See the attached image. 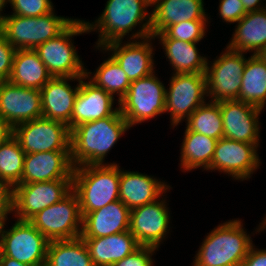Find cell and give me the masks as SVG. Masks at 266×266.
Listing matches in <instances>:
<instances>
[{"label": "cell", "instance_id": "cell-1", "mask_svg": "<svg viewBox=\"0 0 266 266\" xmlns=\"http://www.w3.org/2000/svg\"><path fill=\"white\" fill-rule=\"evenodd\" d=\"M129 129L120 110L113 116L72 128L70 156L73 167L108 164L104 163L105 156Z\"/></svg>", "mask_w": 266, "mask_h": 266}, {"label": "cell", "instance_id": "cell-2", "mask_svg": "<svg viewBox=\"0 0 266 266\" xmlns=\"http://www.w3.org/2000/svg\"><path fill=\"white\" fill-rule=\"evenodd\" d=\"M147 8L143 0H107L98 19L92 23L86 21L89 32L98 30L99 38L95 47L102 48L111 42L123 41L138 25H141L139 31L131 33L130 40L152 36L151 14Z\"/></svg>", "mask_w": 266, "mask_h": 266}, {"label": "cell", "instance_id": "cell-3", "mask_svg": "<svg viewBox=\"0 0 266 266\" xmlns=\"http://www.w3.org/2000/svg\"><path fill=\"white\" fill-rule=\"evenodd\" d=\"M240 219L216 226L206 235L192 266H241L252 243Z\"/></svg>", "mask_w": 266, "mask_h": 266}, {"label": "cell", "instance_id": "cell-4", "mask_svg": "<svg viewBox=\"0 0 266 266\" xmlns=\"http://www.w3.org/2000/svg\"><path fill=\"white\" fill-rule=\"evenodd\" d=\"M119 168V164L113 162L73 169L72 190L79 199L82 217L119 200Z\"/></svg>", "mask_w": 266, "mask_h": 266}, {"label": "cell", "instance_id": "cell-5", "mask_svg": "<svg viewBox=\"0 0 266 266\" xmlns=\"http://www.w3.org/2000/svg\"><path fill=\"white\" fill-rule=\"evenodd\" d=\"M54 11L37 17L8 14L0 25V33L16 50H34L57 37L75 20L57 16Z\"/></svg>", "mask_w": 266, "mask_h": 266}, {"label": "cell", "instance_id": "cell-6", "mask_svg": "<svg viewBox=\"0 0 266 266\" xmlns=\"http://www.w3.org/2000/svg\"><path fill=\"white\" fill-rule=\"evenodd\" d=\"M84 33H90L86 21L75 19L57 37L49 39L34 49L52 77L85 76L86 68L72 42L73 36Z\"/></svg>", "mask_w": 266, "mask_h": 266}, {"label": "cell", "instance_id": "cell-7", "mask_svg": "<svg viewBox=\"0 0 266 266\" xmlns=\"http://www.w3.org/2000/svg\"><path fill=\"white\" fill-rule=\"evenodd\" d=\"M166 88L155 71L130 83L126 95L118 102L130 128L165 113Z\"/></svg>", "mask_w": 266, "mask_h": 266}, {"label": "cell", "instance_id": "cell-8", "mask_svg": "<svg viewBox=\"0 0 266 266\" xmlns=\"http://www.w3.org/2000/svg\"><path fill=\"white\" fill-rule=\"evenodd\" d=\"M82 215L79 199L72 190L59 202L34 215L29 222L49 241L81 237Z\"/></svg>", "mask_w": 266, "mask_h": 266}, {"label": "cell", "instance_id": "cell-9", "mask_svg": "<svg viewBox=\"0 0 266 266\" xmlns=\"http://www.w3.org/2000/svg\"><path fill=\"white\" fill-rule=\"evenodd\" d=\"M6 217L0 234V253L30 266H45L49 240L29 221L18 220L10 229H4Z\"/></svg>", "mask_w": 266, "mask_h": 266}, {"label": "cell", "instance_id": "cell-10", "mask_svg": "<svg viewBox=\"0 0 266 266\" xmlns=\"http://www.w3.org/2000/svg\"><path fill=\"white\" fill-rule=\"evenodd\" d=\"M72 191V179L17 184L11 189V213L29 221L43 209L59 202Z\"/></svg>", "mask_w": 266, "mask_h": 266}, {"label": "cell", "instance_id": "cell-11", "mask_svg": "<svg viewBox=\"0 0 266 266\" xmlns=\"http://www.w3.org/2000/svg\"><path fill=\"white\" fill-rule=\"evenodd\" d=\"M244 54L226 47L212 65L207 61L206 92L210 101L238 100L247 60Z\"/></svg>", "mask_w": 266, "mask_h": 266}, {"label": "cell", "instance_id": "cell-12", "mask_svg": "<svg viewBox=\"0 0 266 266\" xmlns=\"http://www.w3.org/2000/svg\"><path fill=\"white\" fill-rule=\"evenodd\" d=\"M166 89L165 113L174 128L206 102L205 73L172 74Z\"/></svg>", "mask_w": 266, "mask_h": 266}, {"label": "cell", "instance_id": "cell-13", "mask_svg": "<svg viewBox=\"0 0 266 266\" xmlns=\"http://www.w3.org/2000/svg\"><path fill=\"white\" fill-rule=\"evenodd\" d=\"M13 136L26 154L70 151L71 130L57 120L40 117L21 123L14 127Z\"/></svg>", "mask_w": 266, "mask_h": 266}, {"label": "cell", "instance_id": "cell-14", "mask_svg": "<svg viewBox=\"0 0 266 266\" xmlns=\"http://www.w3.org/2000/svg\"><path fill=\"white\" fill-rule=\"evenodd\" d=\"M258 147L259 144L222 137L217 141L213 159L207 170L223 172L236 180H249L261 166V159L257 154Z\"/></svg>", "mask_w": 266, "mask_h": 266}, {"label": "cell", "instance_id": "cell-15", "mask_svg": "<svg viewBox=\"0 0 266 266\" xmlns=\"http://www.w3.org/2000/svg\"><path fill=\"white\" fill-rule=\"evenodd\" d=\"M162 196L145 205L130 210L129 231L140 246L159 248L167 238L170 227V212L165 197ZM168 232V233H167Z\"/></svg>", "mask_w": 266, "mask_h": 266}, {"label": "cell", "instance_id": "cell-16", "mask_svg": "<svg viewBox=\"0 0 266 266\" xmlns=\"http://www.w3.org/2000/svg\"><path fill=\"white\" fill-rule=\"evenodd\" d=\"M223 121V137L259 144V116L261 108L239 100L220 101Z\"/></svg>", "mask_w": 266, "mask_h": 266}, {"label": "cell", "instance_id": "cell-17", "mask_svg": "<svg viewBox=\"0 0 266 266\" xmlns=\"http://www.w3.org/2000/svg\"><path fill=\"white\" fill-rule=\"evenodd\" d=\"M0 115L13 127L42 117L40 90L0 83Z\"/></svg>", "mask_w": 266, "mask_h": 266}, {"label": "cell", "instance_id": "cell-18", "mask_svg": "<svg viewBox=\"0 0 266 266\" xmlns=\"http://www.w3.org/2000/svg\"><path fill=\"white\" fill-rule=\"evenodd\" d=\"M153 36L140 39L128 40L127 42L115 41L104 47H96L98 50L109 51L111 56L117 61L120 67L132 82L154 72V47L152 45ZM123 43V44H122Z\"/></svg>", "mask_w": 266, "mask_h": 266}, {"label": "cell", "instance_id": "cell-19", "mask_svg": "<svg viewBox=\"0 0 266 266\" xmlns=\"http://www.w3.org/2000/svg\"><path fill=\"white\" fill-rule=\"evenodd\" d=\"M70 151H47L25 154L22 179L19 184L72 179Z\"/></svg>", "mask_w": 266, "mask_h": 266}, {"label": "cell", "instance_id": "cell-20", "mask_svg": "<svg viewBox=\"0 0 266 266\" xmlns=\"http://www.w3.org/2000/svg\"><path fill=\"white\" fill-rule=\"evenodd\" d=\"M87 78L80 77L79 91L71 114V129L76 126L113 116L119 107L113 108L114 96L96 87Z\"/></svg>", "mask_w": 266, "mask_h": 266}, {"label": "cell", "instance_id": "cell-21", "mask_svg": "<svg viewBox=\"0 0 266 266\" xmlns=\"http://www.w3.org/2000/svg\"><path fill=\"white\" fill-rule=\"evenodd\" d=\"M78 81L73 88L68 81ZM80 77H52L41 89L42 117L67 124L71 130V114L79 91Z\"/></svg>", "mask_w": 266, "mask_h": 266}, {"label": "cell", "instance_id": "cell-22", "mask_svg": "<svg viewBox=\"0 0 266 266\" xmlns=\"http://www.w3.org/2000/svg\"><path fill=\"white\" fill-rule=\"evenodd\" d=\"M119 186V200L130 210L164 197L171 188L156 177L121 169Z\"/></svg>", "mask_w": 266, "mask_h": 266}, {"label": "cell", "instance_id": "cell-23", "mask_svg": "<svg viewBox=\"0 0 266 266\" xmlns=\"http://www.w3.org/2000/svg\"><path fill=\"white\" fill-rule=\"evenodd\" d=\"M130 228V209L120 200L96 211L86 213L82 219V238L106 237Z\"/></svg>", "mask_w": 266, "mask_h": 266}, {"label": "cell", "instance_id": "cell-24", "mask_svg": "<svg viewBox=\"0 0 266 266\" xmlns=\"http://www.w3.org/2000/svg\"><path fill=\"white\" fill-rule=\"evenodd\" d=\"M204 0H162L151 13L152 36L186 20H209Z\"/></svg>", "mask_w": 266, "mask_h": 266}, {"label": "cell", "instance_id": "cell-25", "mask_svg": "<svg viewBox=\"0 0 266 266\" xmlns=\"http://www.w3.org/2000/svg\"><path fill=\"white\" fill-rule=\"evenodd\" d=\"M94 266H112L140 247L129 231L106 237L83 238Z\"/></svg>", "mask_w": 266, "mask_h": 266}, {"label": "cell", "instance_id": "cell-26", "mask_svg": "<svg viewBox=\"0 0 266 266\" xmlns=\"http://www.w3.org/2000/svg\"><path fill=\"white\" fill-rule=\"evenodd\" d=\"M228 48L258 55L266 46V8L247 12L236 25Z\"/></svg>", "mask_w": 266, "mask_h": 266}, {"label": "cell", "instance_id": "cell-27", "mask_svg": "<svg viewBox=\"0 0 266 266\" xmlns=\"http://www.w3.org/2000/svg\"><path fill=\"white\" fill-rule=\"evenodd\" d=\"M52 75L34 50H16L9 82L26 88L41 89Z\"/></svg>", "mask_w": 266, "mask_h": 266}, {"label": "cell", "instance_id": "cell-28", "mask_svg": "<svg viewBox=\"0 0 266 266\" xmlns=\"http://www.w3.org/2000/svg\"><path fill=\"white\" fill-rule=\"evenodd\" d=\"M173 74L205 73L207 57L200 55L198 43L185 42L178 39L158 38Z\"/></svg>", "mask_w": 266, "mask_h": 266}, {"label": "cell", "instance_id": "cell-29", "mask_svg": "<svg viewBox=\"0 0 266 266\" xmlns=\"http://www.w3.org/2000/svg\"><path fill=\"white\" fill-rule=\"evenodd\" d=\"M183 137L184 139L180 149V168L184 170L183 172L201 167L207 171L213 159L218 140L194 131H189L187 128Z\"/></svg>", "mask_w": 266, "mask_h": 266}, {"label": "cell", "instance_id": "cell-30", "mask_svg": "<svg viewBox=\"0 0 266 266\" xmlns=\"http://www.w3.org/2000/svg\"><path fill=\"white\" fill-rule=\"evenodd\" d=\"M238 100L262 110L266 105V63L258 55L246 60Z\"/></svg>", "mask_w": 266, "mask_h": 266}, {"label": "cell", "instance_id": "cell-31", "mask_svg": "<svg viewBox=\"0 0 266 266\" xmlns=\"http://www.w3.org/2000/svg\"><path fill=\"white\" fill-rule=\"evenodd\" d=\"M45 266H94L82 237L50 241Z\"/></svg>", "mask_w": 266, "mask_h": 266}, {"label": "cell", "instance_id": "cell-32", "mask_svg": "<svg viewBox=\"0 0 266 266\" xmlns=\"http://www.w3.org/2000/svg\"><path fill=\"white\" fill-rule=\"evenodd\" d=\"M85 77L96 87L102 88L112 96L118 95V102L126 95L131 83L126 73L111 55L100 64L93 74L86 69Z\"/></svg>", "mask_w": 266, "mask_h": 266}, {"label": "cell", "instance_id": "cell-33", "mask_svg": "<svg viewBox=\"0 0 266 266\" xmlns=\"http://www.w3.org/2000/svg\"><path fill=\"white\" fill-rule=\"evenodd\" d=\"M186 128L219 140L223 137L220 102L208 101L199 106L186 120Z\"/></svg>", "mask_w": 266, "mask_h": 266}, {"label": "cell", "instance_id": "cell-34", "mask_svg": "<svg viewBox=\"0 0 266 266\" xmlns=\"http://www.w3.org/2000/svg\"><path fill=\"white\" fill-rule=\"evenodd\" d=\"M25 154L14 136L0 144V180L10 189L21 182Z\"/></svg>", "mask_w": 266, "mask_h": 266}, {"label": "cell", "instance_id": "cell-35", "mask_svg": "<svg viewBox=\"0 0 266 266\" xmlns=\"http://www.w3.org/2000/svg\"><path fill=\"white\" fill-rule=\"evenodd\" d=\"M208 20H191L176 23L168 26L163 32L155 34L154 40L156 38H171L178 39L185 42H200L208 28Z\"/></svg>", "mask_w": 266, "mask_h": 266}, {"label": "cell", "instance_id": "cell-36", "mask_svg": "<svg viewBox=\"0 0 266 266\" xmlns=\"http://www.w3.org/2000/svg\"><path fill=\"white\" fill-rule=\"evenodd\" d=\"M13 15L37 17L51 12L54 8L51 0H9Z\"/></svg>", "mask_w": 266, "mask_h": 266}, {"label": "cell", "instance_id": "cell-37", "mask_svg": "<svg viewBox=\"0 0 266 266\" xmlns=\"http://www.w3.org/2000/svg\"><path fill=\"white\" fill-rule=\"evenodd\" d=\"M156 250L158 249L154 247L140 246L132 254L115 262L112 266H154L152 256Z\"/></svg>", "mask_w": 266, "mask_h": 266}, {"label": "cell", "instance_id": "cell-38", "mask_svg": "<svg viewBox=\"0 0 266 266\" xmlns=\"http://www.w3.org/2000/svg\"><path fill=\"white\" fill-rule=\"evenodd\" d=\"M16 49L0 33V83L9 80Z\"/></svg>", "mask_w": 266, "mask_h": 266}, {"label": "cell", "instance_id": "cell-39", "mask_svg": "<svg viewBox=\"0 0 266 266\" xmlns=\"http://www.w3.org/2000/svg\"><path fill=\"white\" fill-rule=\"evenodd\" d=\"M219 15L223 22L237 23L246 15V11L241 0H219Z\"/></svg>", "mask_w": 266, "mask_h": 266}, {"label": "cell", "instance_id": "cell-40", "mask_svg": "<svg viewBox=\"0 0 266 266\" xmlns=\"http://www.w3.org/2000/svg\"><path fill=\"white\" fill-rule=\"evenodd\" d=\"M241 266H266V249L255 248L253 244Z\"/></svg>", "mask_w": 266, "mask_h": 266}, {"label": "cell", "instance_id": "cell-41", "mask_svg": "<svg viewBox=\"0 0 266 266\" xmlns=\"http://www.w3.org/2000/svg\"><path fill=\"white\" fill-rule=\"evenodd\" d=\"M11 213V189L0 180V215Z\"/></svg>", "mask_w": 266, "mask_h": 266}, {"label": "cell", "instance_id": "cell-42", "mask_svg": "<svg viewBox=\"0 0 266 266\" xmlns=\"http://www.w3.org/2000/svg\"><path fill=\"white\" fill-rule=\"evenodd\" d=\"M14 135V127L0 115V144Z\"/></svg>", "mask_w": 266, "mask_h": 266}, {"label": "cell", "instance_id": "cell-43", "mask_svg": "<svg viewBox=\"0 0 266 266\" xmlns=\"http://www.w3.org/2000/svg\"><path fill=\"white\" fill-rule=\"evenodd\" d=\"M266 1V0H263ZM246 12L259 11L266 8L262 3V0H241ZM262 3V4H261ZM262 5V6H261Z\"/></svg>", "mask_w": 266, "mask_h": 266}, {"label": "cell", "instance_id": "cell-44", "mask_svg": "<svg viewBox=\"0 0 266 266\" xmlns=\"http://www.w3.org/2000/svg\"><path fill=\"white\" fill-rule=\"evenodd\" d=\"M0 266H30V265L23 262H19L16 259L4 256L0 253Z\"/></svg>", "mask_w": 266, "mask_h": 266}, {"label": "cell", "instance_id": "cell-45", "mask_svg": "<svg viewBox=\"0 0 266 266\" xmlns=\"http://www.w3.org/2000/svg\"><path fill=\"white\" fill-rule=\"evenodd\" d=\"M9 3V0H0V25L3 23L4 18L7 15H3L1 12L3 11V9H5L4 7Z\"/></svg>", "mask_w": 266, "mask_h": 266}, {"label": "cell", "instance_id": "cell-46", "mask_svg": "<svg viewBox=\"0 0 266 266\" xmlns=\"http://www.w3.org/2000/svg\"><path fill=\"white\" fill-rule=\"evenodd\" d=\"M162 0H143L147 7H156Z\"/></svg>", "mask_w": 266, "mask_h": 266}, {"label": "cell", "instance_id": "cell-47", "mask_svg": "<svg viewBox=\"0 0 266 266\" xmlns=\"http://www.w3.org/2000/svg\"><path fill=\"white\" fill-rule=\"evenodd\" d=\"M258 56L266 63V46L259 52Z\"/></svg>", "mask_w": 266, "mask_h": 266}, {"label": "cell", "instance_id": "cell-48", "mask_svg": "<svg viewBox=\"0 0 266 266\" xmlns=\"http://www.w3.org/2000/svg\"><path fill=\"white\" fill-rule=\"evenodd\" d=\"M6 217H7V215H0V234H1L2 225H3Z\"/></svg>", "mask_w": 266, "mask_h": 266}]
</instances>
